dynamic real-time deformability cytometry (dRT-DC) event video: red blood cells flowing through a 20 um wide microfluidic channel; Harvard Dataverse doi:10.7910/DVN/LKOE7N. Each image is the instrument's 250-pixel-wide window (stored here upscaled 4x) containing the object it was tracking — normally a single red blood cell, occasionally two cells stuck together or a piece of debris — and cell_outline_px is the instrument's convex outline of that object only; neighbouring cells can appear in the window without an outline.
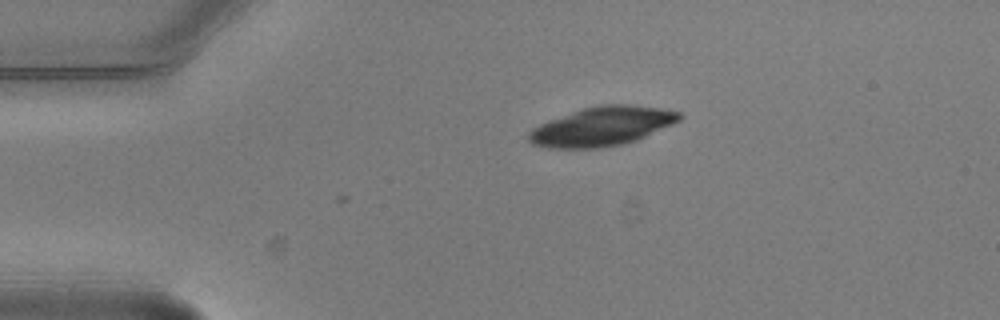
{"species": "common noctule bat (a hibernating species)", "species_latin": "Nyctalus noctula", "temperature_condition": "warm", "stored_images_in_passage": 3, "camera_frame_rate_fps": 3000, "um_per_image_px": 0.085, "animal": {"sex": "male", "body_mass_g": 20.5, "forearm_length_mm": 52.5}, "frame": {"image": 1, "passage_image": 3, "time_ms": 0.667, "image_size_px": [1000, 320], "cell_outline_px": [[684, 116], [680, 120], [672, 124], [636, 140], [624, 144], [600, 148], [548, 148], [532, 144], [528, 140], [528, 132], [532, 128], [540, 124], [584, 108], [600, 104], [632, 104], [660, 108], [680, 112]], "centroid_in_image_um": [51.19, 10.74], "position_along_channel_um": 33.8, "area_um2": 34.16}}